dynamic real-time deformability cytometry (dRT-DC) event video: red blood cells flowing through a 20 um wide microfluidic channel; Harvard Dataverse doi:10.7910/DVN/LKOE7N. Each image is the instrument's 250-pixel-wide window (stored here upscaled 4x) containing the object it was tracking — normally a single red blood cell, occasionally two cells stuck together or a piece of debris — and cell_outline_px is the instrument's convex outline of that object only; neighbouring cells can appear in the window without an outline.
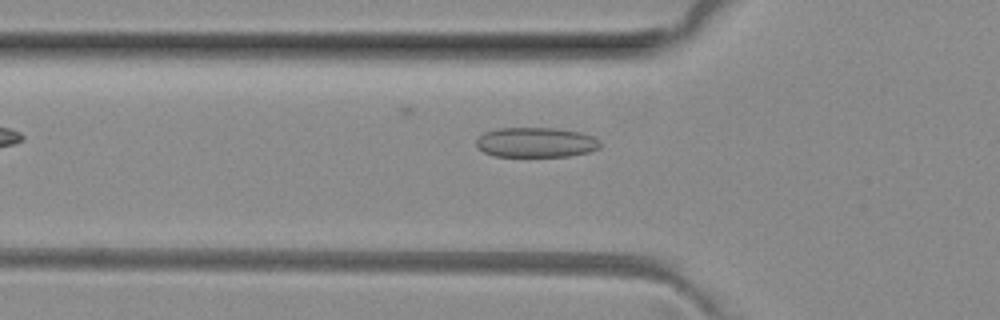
{"species": "common noctule bat (a hibernating species)", "species_latin": "Nyctalus noctula", "temperature_condition": "room temperature", "stored_images_in_passage": 26, "camera_frame_rate_fps": 3000, "um_per_image_px": 0.085, "animal": {"sex": "female", "body_mass_g": 29.2, "forearm_length_mm": 56.3}, "frame": {"image": 1, "passage_image": 4, "time_ms": 1.0, "image_size_px": [1000, 320], "cell_outline_px": [[600, 148], [588, 152], [568, 156], [492, 156], [484, 152], [476, 144], [476, 140], [484, 132], [496, 128], [556, 128], [580, 132], [592, 136], [600, 140]], "centroid_in_image_um": [45.56, 12.1], "position_along_channel_um": 80.2, "area_um2": 21.62}}
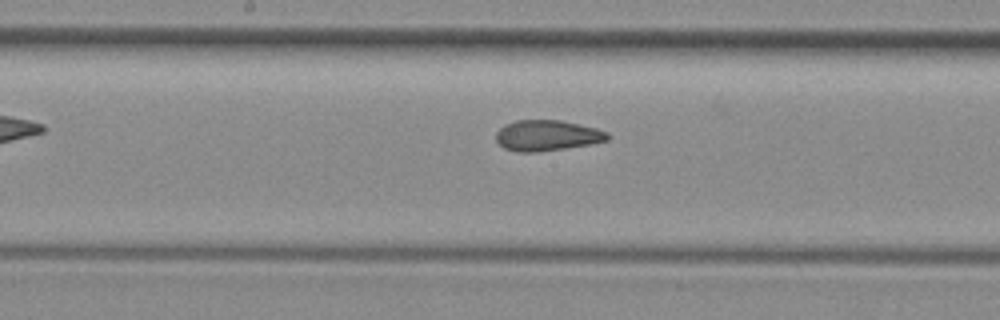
{"frame": {"image": 2, "passage_image": 13, "time_ms": 4.0, "image_size_px": [1000, 320], "cell_outline_px": [[608, 140], [592, 144], [540, 152], [516, 152], [504, 148], [496, 140], [496, 132], [504, 124], [516, 120], [560, 120], [596, 128], [608, 132]], "centroid_in_image_um": [46.48, 11.52], "position_along_channel_um": 201.7, "area_um2": 20.06}}
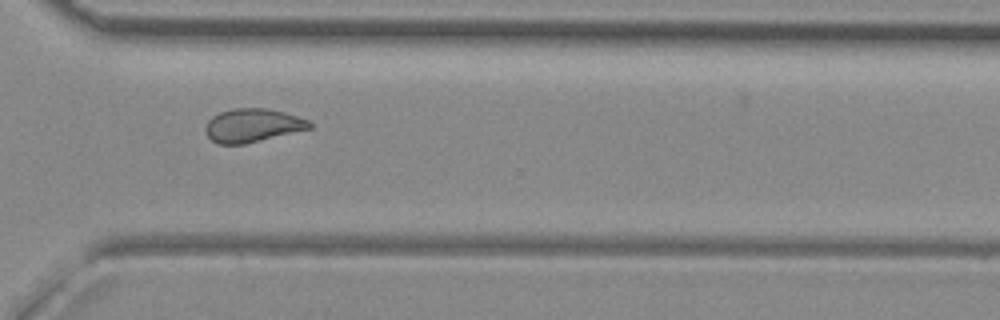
{"frame": {"image": 3, "passage_image": 24, "time_ms": 7.667, "image_size_px": [1000, 320], "cell_outline_px": [[312, 128], [244, 144], [216, 144], [204, 132], [204, 128], [208, 120], [212, 116], [220, 112], [236, 108], [268, 108], [284, 112], [308, 120], [312, 124]], "centroid_in_image_um": [21.43, 10.66], "position_along_channel_um": 349.2, "area_um2": 20.29}}